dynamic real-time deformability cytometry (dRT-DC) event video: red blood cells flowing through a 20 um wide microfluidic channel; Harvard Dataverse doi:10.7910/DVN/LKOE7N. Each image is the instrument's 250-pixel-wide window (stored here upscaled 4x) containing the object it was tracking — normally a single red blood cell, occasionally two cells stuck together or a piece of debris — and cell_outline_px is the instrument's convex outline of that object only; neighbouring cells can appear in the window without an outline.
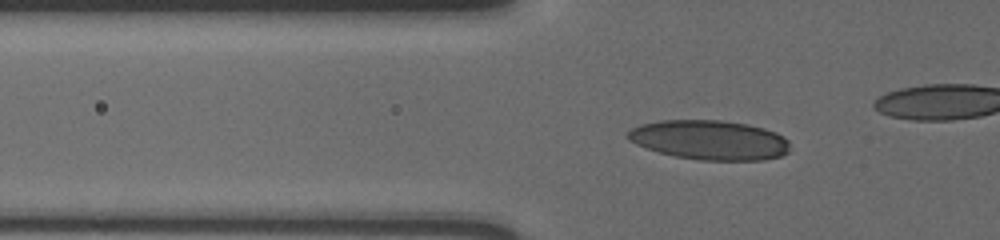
{"species": "human", "species_latin": "Homo sapiens", "temperature_condition": "cold", "stored_images_in_passage": 49, "camera_frame_rate_fps": 3000, "um_per_image_px": 0.085, "donor": {"sex": "male"}, "frame": {"image": 1, "passage_image": 21, "time_ms": 6.667, "image_size_px": [1000, 240], "cell_outline_px": [[788, 152], [780, 156], [764, 160], [700, 160], [676, 156], [660, 152], [636, 144], [628, 140], [624, 136], [632, 128], [640, 124], [660, 120], [720, 120], [748, 124], [764, 128], [776, 132], [784, 136], [788, 140]], "centroid_in_image_um": [60.31, 11.89], "position_along_channel_um": 65.5, "area_um2": 37.4}}
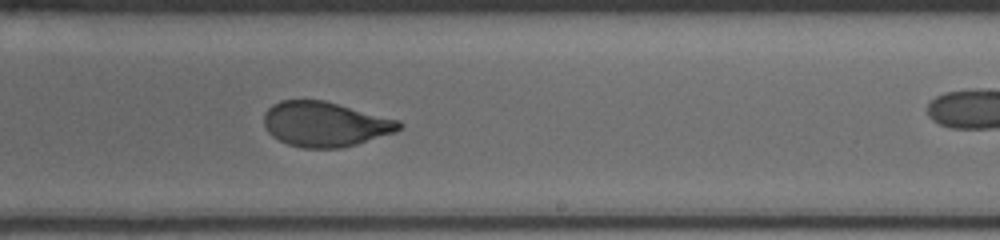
{"frame": {"image": 2, "passage_image": 38, "time_ms": 12.333, "image_size_px": [1000, 240], "cell_outline_px": [[404, 128], [396, 132], [356, 144], [340, 148], [304, 148], [288, 144], [272, 136], [268, 132], [264, 124], [264, 112], [272, 104], [280, 100], [324, 100], [400, 120], [404, 124]], "centroid_in_image_um": [27.65, 10.55], "position_along_channel_um": 261.3, "area_um2": 35.55}}
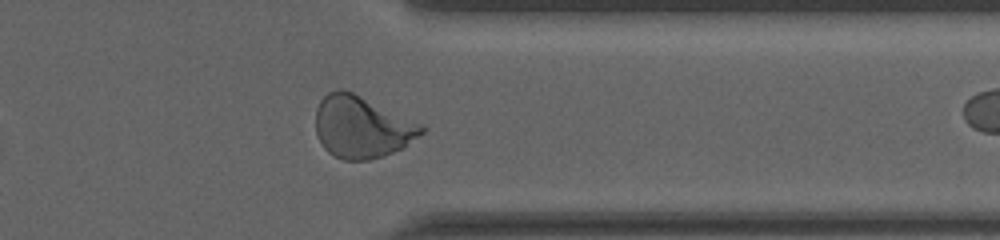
{"frame": {"image": 3, "passage_image": 48, "time_ms": 15.667, "image_size_px": [1000, 240], "cell_outline_px": [[424, 132], [404, 148], [368, 160], [344, 160], [332, 156], [324, 148], [316, 136], [316, 108], [320, 100], [328, 92], [340, 88], [352, 92], [424, 124]], "centroid_in_image_um": [30.75, 10.8], "position_along_channel_um": 380.7, "area_um2": 38.38}}